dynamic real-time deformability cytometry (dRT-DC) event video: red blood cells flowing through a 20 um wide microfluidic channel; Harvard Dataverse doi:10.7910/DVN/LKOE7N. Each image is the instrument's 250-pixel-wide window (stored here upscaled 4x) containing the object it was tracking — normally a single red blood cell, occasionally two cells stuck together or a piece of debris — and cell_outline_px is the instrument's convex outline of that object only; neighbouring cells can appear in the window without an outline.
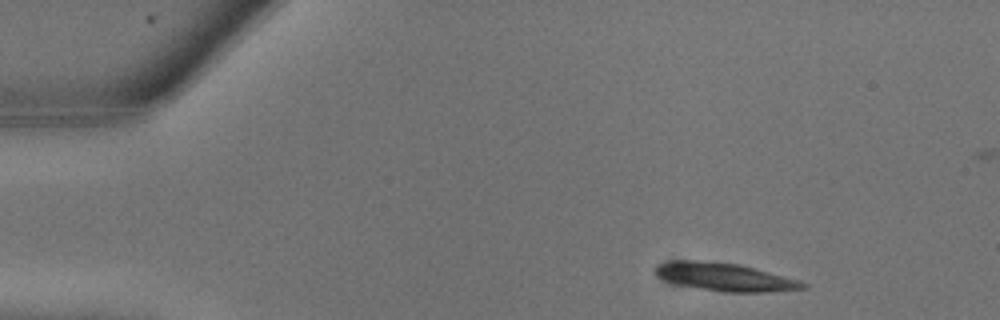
{"species": "common noctule bat (a hibernating species)", "species_latin": "Nyctalus noctula", "temperature_condition": "warm", "stored_images_in_passage": 18, "camera_frame_rate_fps": 3000, "um_per_image_px": 0.085, "animal": {"sex": "male", "body_mass_g": 13.3}, "frame": {"image": 1, "passage_image": 1, "time_ms": 0.0, "image_size_px": [1000, 320], "cell_outline_px": [[808, 288], [768, 292], [720, 292], [680, 284], [668, 280], [660, 276], [652, 268], [660, 264], [676, 260], [700, 260], [740, 264], [800, 280], [808, 284]], "centroid_in_image_um": [61.69, 23.54], "position_along_channel_um": 23.3, "area_um2": 23.87}}
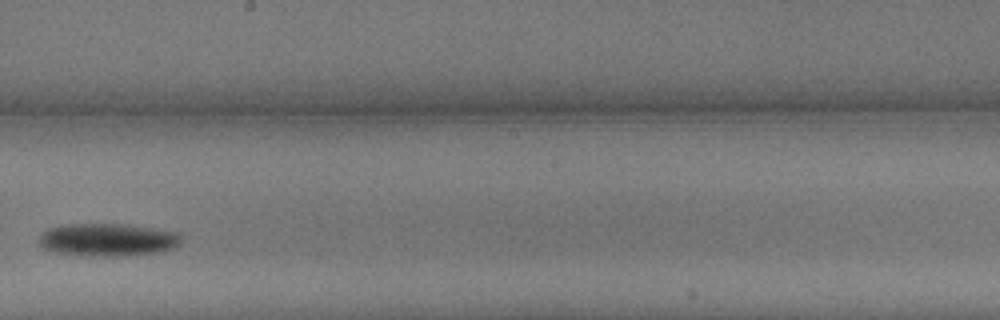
{"frame": {"image": 2, "passage_image": 12, "time_ms": 3.667, "image_size_px": [1000, 320], "cell_outline_px": [[180, 240], [172, 248], [156, 252], [124, 256], [100, 256], [56, 252], [44, 248], [40, 244], [40, 236], [48, 228], [68, 224], [128, 224], [176, 232], [180, 236]], "centroid_in_image_um": [9.14, 20.37], "position_along_channel_um": 239.1, "area_um2": 26.65}}
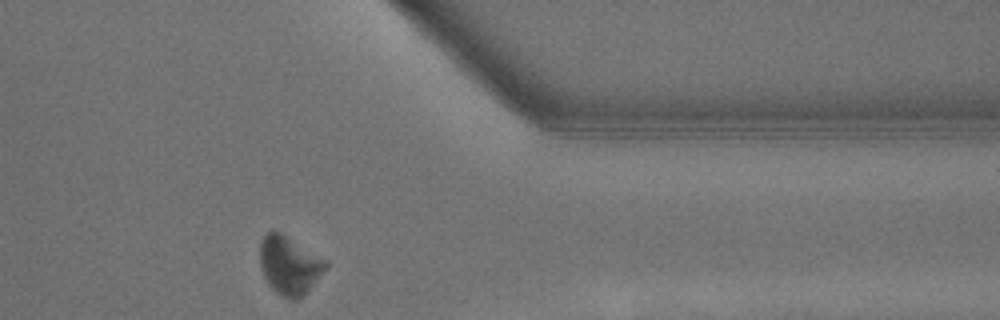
{"frame": {"image": 3, "passage_image": 18, "time_ms": 5.667, "image_size_px": [1000, 320], "cell_outline_px": [[328, 268], [296, 300], [288, 300], [276, 292], [272, 288], [264, 276], [260, 268], [260, 244], [264, 236], [268, 232], [280, 232], [328, 260]], "centroid_in_image_um": [24.6, 22.54], "position_along_channel_um": 386.8, "area_um2": 22.08}}